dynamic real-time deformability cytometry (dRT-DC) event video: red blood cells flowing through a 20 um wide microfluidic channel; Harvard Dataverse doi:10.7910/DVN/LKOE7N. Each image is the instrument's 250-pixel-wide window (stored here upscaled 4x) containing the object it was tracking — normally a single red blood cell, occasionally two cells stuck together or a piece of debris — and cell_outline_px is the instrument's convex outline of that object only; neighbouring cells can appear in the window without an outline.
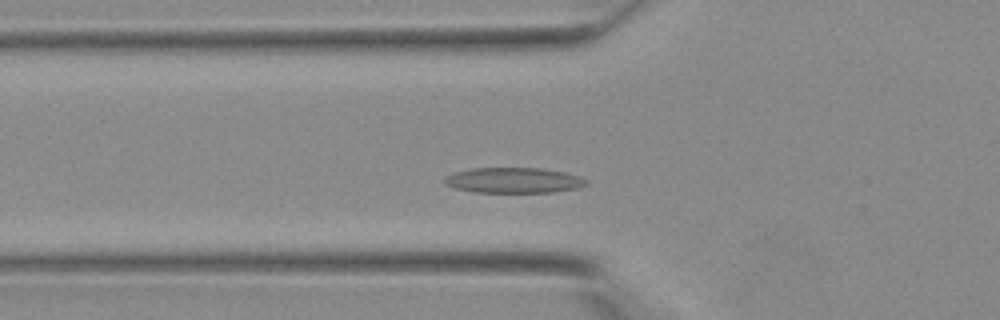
{"species": "Egyptian fruit bat (a non-hibernating species)", "species_latin": "Rousettus aegyptiacus", "temperature_condition": "warm", "stored_images_in_passage": 29, "camera_frame_rate_fps": 3000, "um_per_image_px": 0.085, "animal": {"sex": "female"}, "frame": {"image": 1, "passage_image": 7, "time_ms": 2.0, "image_size_px": [1000, 320], "cell_outline_px": [[588, 184], [576, 188], [552, 192], [472, 192], [452, 188], [444, 184], [444, 176], [456, 172], [472, 168], [540, 168], [564, 172], [580, 176], [588, 180]], "centroid_in_image_um": [43.63, 15.33], "position_along_channel_um": 82.2, "area_um2": 21.1}}
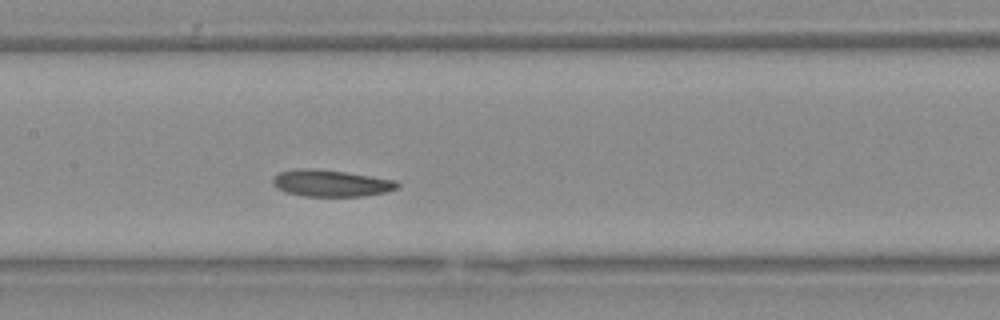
{"frame": {"image": 2, "passage_image": 13, "time_ms": 4.0, "image_size_px": [1000, 320], "cell_outline_px": [[400, 184], [396, 188], [388, 192], [360, 196], [304, 196], [284, 192], [276, 188], [272, 184], [272, 180], [280, 172], [300, 168], [312, 168], [344, 172], [396, 180]], "centroid_in_image_um": [28.12, 15.58], "position_along_channel_um": 179.3, "area_um2": 19.31}}
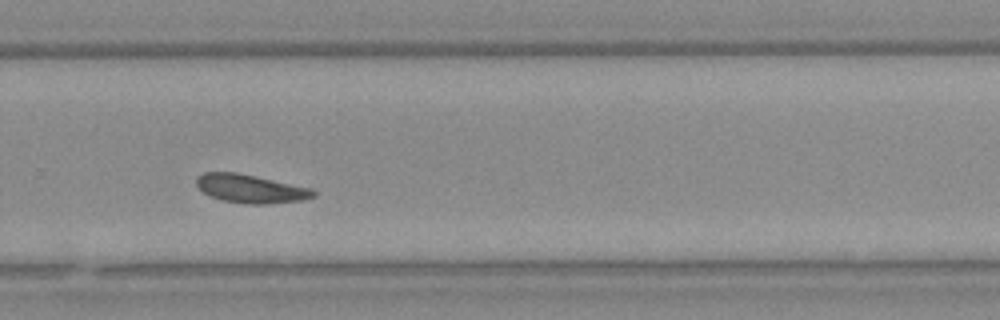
{"frame": {"image": 3, "passage_image": 21, "time_ms": 6.667, "image_size_px": [1000, 320], "cell_outline_px": [[316, 196], [300, 200], [268, 204], [248, 204], [220, 200], [208, 196], [196, 184], [196, 176], [204, 172], [236, 172], [256, 176], [312, 188], [316, 192]], "centroid_in_image_um": [21.28, 16.04], "position_along_channel_um": 308.5, "area_um2": 19.48}}